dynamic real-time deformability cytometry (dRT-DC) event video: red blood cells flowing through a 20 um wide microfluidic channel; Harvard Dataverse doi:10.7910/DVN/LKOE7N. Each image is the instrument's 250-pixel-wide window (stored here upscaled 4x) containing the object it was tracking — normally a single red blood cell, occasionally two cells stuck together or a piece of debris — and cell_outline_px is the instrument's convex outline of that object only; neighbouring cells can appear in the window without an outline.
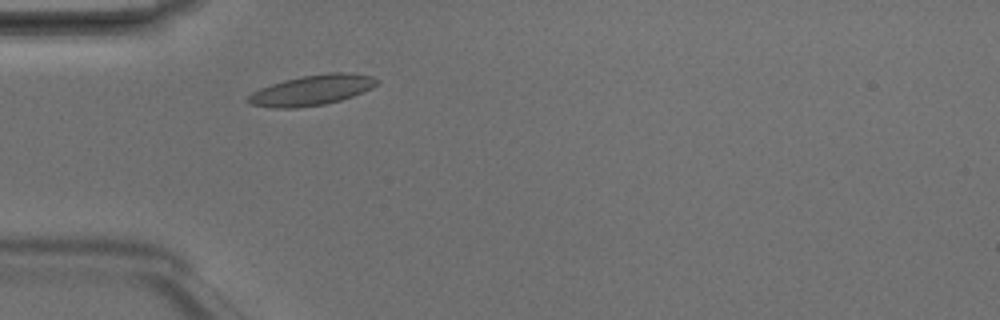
{"species": "Egyptian fruit bat (a non-hibernating species)", "species_latin": "Rousettus aegyptiacus", "temperature_condition": "room temperature", "stored_images_in_passage": 2, "camera_frame_rate_fps": 3000, "um_per_image_px": 0.085, "animal": {"sex": "male"}, "frame": {"image": 1, "passage_image": 2, "time_ms": 0.333, "image_size_px": [1000, 320], "cell_outline_px": [[380, 80], [372, 88], [352, 96], [340, 100], [324, 104], [296, 108], [276, 108], [252, 104], [244, 100], [252, 92], [260, 88], [284, 80], [300, 76], [328, 72], [344, 72], [372, 76]], "centroid_in_image_um": [26.5, 7.65], "position_along_channel_um": 58.5, "area_um2": 22.66}}